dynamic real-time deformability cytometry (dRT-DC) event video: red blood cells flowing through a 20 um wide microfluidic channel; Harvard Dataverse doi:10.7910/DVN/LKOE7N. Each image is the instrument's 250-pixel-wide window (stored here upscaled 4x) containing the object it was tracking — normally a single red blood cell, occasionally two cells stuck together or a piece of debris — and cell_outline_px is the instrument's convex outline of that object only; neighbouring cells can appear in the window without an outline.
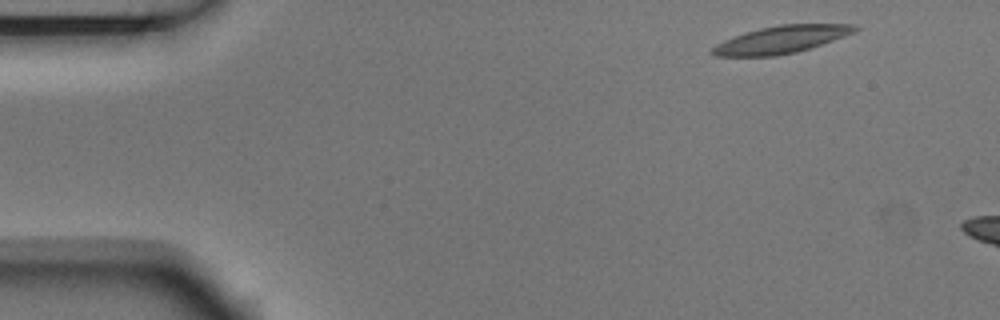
{"species": "Egyptian fruit bat (a non-hibernating species)", "species_latin": "Rousettus aegyptiacus", "temperature_condition": "room temperature", "stored_images_in_passage": 4, "camera_frame_rate_fps": 3000, "um_per_image_px": 0.085, "animal": {"sex": "male"}, "frame": {"image": 1, "passage_image": 1, "time_ms": 0.0, "image_size_px": [1000, 320], "cell_outline_px": [[860, 28], [856, 32], [796, 52], [776, 56], [716, 56], [708, 52], [716, 44], [724, 40], [760, 28], [780, 24], [856, 24]], "centroid_in_image_um": [66.41, 3.36], "position_along_channel_um": 18.6, "area_um2": 22.54}}